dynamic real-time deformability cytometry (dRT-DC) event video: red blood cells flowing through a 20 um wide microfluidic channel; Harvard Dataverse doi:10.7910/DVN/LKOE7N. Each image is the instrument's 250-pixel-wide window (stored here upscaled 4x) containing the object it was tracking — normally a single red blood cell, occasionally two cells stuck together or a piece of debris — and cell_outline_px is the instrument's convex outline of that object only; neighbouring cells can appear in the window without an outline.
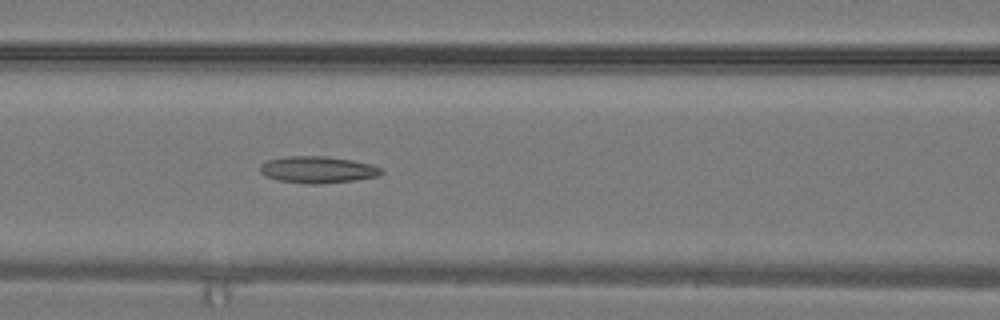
{"species": "common noctule bat (a hibernating species)", "species_latin": "Nyctalus noctula", "temperature_condition": "warm", "stored_images_in_passage": 15, "camera_frame_rate_fps": 3000, "um_per_image_px": 0.085, "animal": {"sex": "male", "body_mass_g": 19.2, "forearm_length_mm": 51.8}, "frame": {"image": 1, "passage_image": 15, "time_ms": 4.667, "image_size_px": [1000, 320], "cell_outline_px": [[384, 172], [376, 176], [356, 180], [320, 184], [308, 184], [280, 180], [264, 176], [260, 172], [260, 164], [268, 160], [288, 156], [324, 156], [352, 160], [372, 164], [384, 168]], "centroid_in_image_um": [27.02, 14.42], "position_along_channel_um": 139.6, "area_um2": 18.96}}